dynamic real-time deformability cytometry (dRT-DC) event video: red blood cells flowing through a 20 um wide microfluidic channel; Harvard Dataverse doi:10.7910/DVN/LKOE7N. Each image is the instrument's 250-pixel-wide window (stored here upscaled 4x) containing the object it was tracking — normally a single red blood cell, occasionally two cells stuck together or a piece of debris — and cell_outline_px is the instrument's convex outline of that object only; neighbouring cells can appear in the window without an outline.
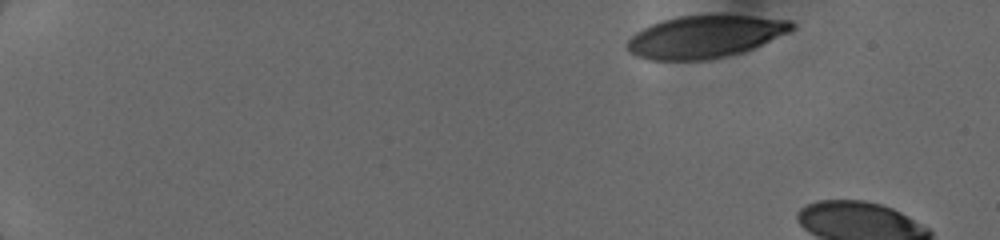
{"species": "human", "species_latin": "Homo sapiens", "temperature_condition": "cold", "stored_images_in_passage": 4, "camera_frame_rate_fps": 3000, "um_per_image_px": 0.085, "donor": {"sex": "female"}, "frame": {"image": 1, "passage_image": 1, "time_ms": 0.0, "image_size_px": [1000, 240], "cell_outline_px": [[796, 28], [792, 32], [752, 48], [740, 52], [724, 56], [704, 60], [648, 60], [636, 56], [628, 52], [624, 44], [636, 32], [652, 24], [664, 20], [680, 16], [708, 12], [712, 12], [792, 20], [796, 24]], "centroid_in_image_um": [59.95, 3.08], "position_along_channel_um": 25.0, "area_um2": 41.62}}